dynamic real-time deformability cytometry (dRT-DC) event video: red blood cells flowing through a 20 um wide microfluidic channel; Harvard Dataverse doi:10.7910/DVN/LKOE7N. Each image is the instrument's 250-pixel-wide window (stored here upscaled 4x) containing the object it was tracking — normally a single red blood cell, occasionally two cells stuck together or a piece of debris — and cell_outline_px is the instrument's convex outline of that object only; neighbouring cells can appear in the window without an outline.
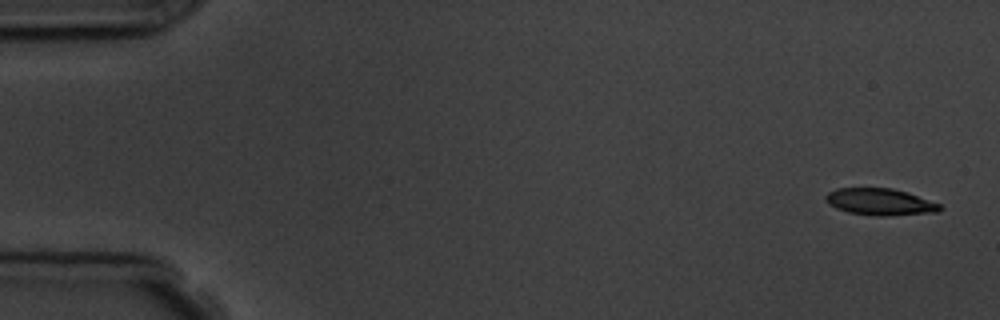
{"species": "common noctule bat (a hibernating species)", "species_latin": "Nyctalus noctula", "temperature_condition": "room temperature", "stored_images_in_passage": 15, "camera_frame_rate_fps": 3000, "um_per_image_px": 0.085, "animal": {"sex": "male", "body_mass_g": 19.5, "forearm_length_mm": 54.6}, "frame": {"image": 1, "passage_image": 1, "time_ms": 0.0, "image_size_px": [1000, 320], "cell_outline_px": [[944, 208], [940, 212], [888, 216], [876, 216], [848, 212], [836, 208], [828, 204], [824, 200], [824, 196], [828, 192], [836, 188], [892, 188], [908, 192], [940, 204]], "centroid_in_image_um": [74.81, 17.16], "position_along_channel_um": 10.2, "area_um2": 18.09}}
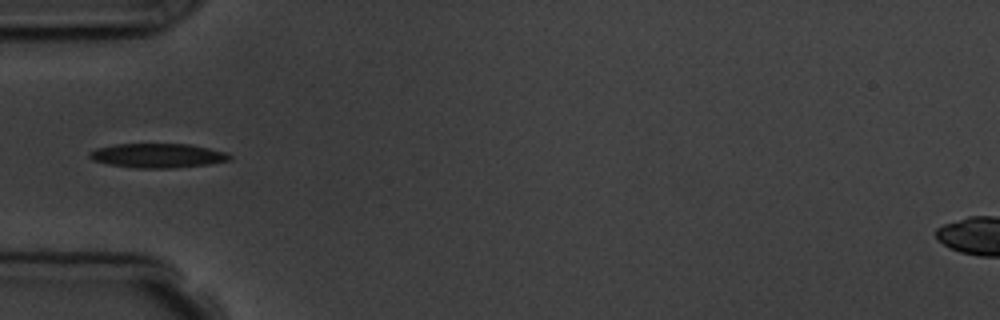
{"frame": {"image": 2, "passage_image": 5, "time_ms": 5.333, "image_size_px": [1000, 320], "cell_outline_px": [[232, 160], [208, 164], [176, 168], [136, 168], [108, 164], [92, 160], [88, 156], [88, 152], [96, 148], [116, 144], [188, 144], [228, 152], [232, 156]], "centroid_in_image_um": [13.41, 13.23], "position_along_channel_um": 71.6, "area_um2": 20.0}, "authors_computed_cell_mechanics": {"area_um2": 19.3052, "velocity_mm_per_s": 3.6862, "shape_relaxation_time_tau1_ms": 4.864, "shape_relaxation_time_tau2_ms": 4.1257, "deformation_change_tau1": 0.1289, "deformation_change_tau2": 0.0991}}